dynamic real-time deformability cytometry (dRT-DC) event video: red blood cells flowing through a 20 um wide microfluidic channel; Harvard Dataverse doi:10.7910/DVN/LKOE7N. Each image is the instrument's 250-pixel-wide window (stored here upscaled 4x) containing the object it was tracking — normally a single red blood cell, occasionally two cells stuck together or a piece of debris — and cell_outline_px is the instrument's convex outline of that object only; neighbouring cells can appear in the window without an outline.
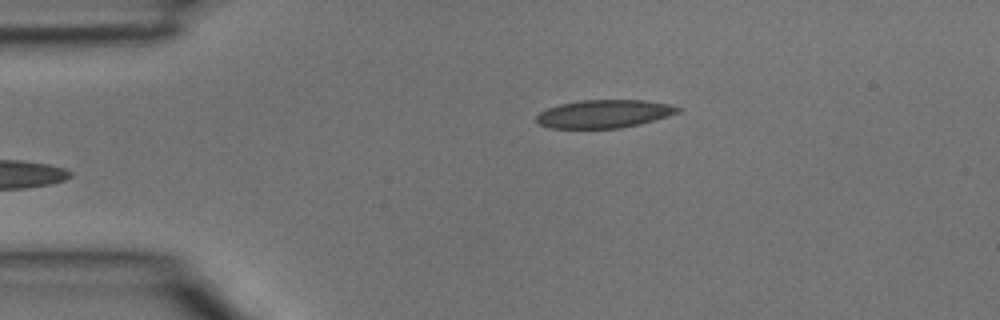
{"species": "common noctule bat (a hibernating species)", "species_latin": "Nyctalus noctula", "temperature_condition": "room temperature", "stored_images_in_passage": 4, "camera_frame_rate_fps": 3000, "um_per_image_px": 0.085, "animal": {"sex": "male", "body_mass_g": 15.6}, "frame": {"image": 1, "passage_image": 4, "time_ms": 1.0, "image_size_px": [1000, 320], "cell_outline_px": [[684, 108], [680, 112], [668, 116], [640, 124], [620, 128], [548, 128], [540, 124], [536, 120], [536, 116], [540, 112], [548, 108], [560, 104], [580, 100], [644, 100], [668, 104]], "centroid_in_image_um": [51.37, 9.67], "position_along_channel_um": 33.6, "area_um2": 23.18}}